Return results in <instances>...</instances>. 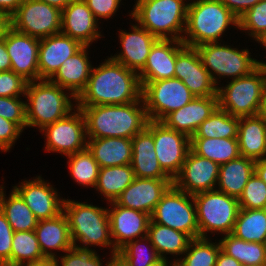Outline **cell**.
I'll return each mask as SVG.
<instances>
[{
  "label": "cell",
  "mask_w": 266,
  "mask_h": 266,
  "mask_svg": "<svg viewBox=\"0 0 266 266\" xmlns=\"http://www.w3.org/2000/svg\"><path fill=\"white\" fill-rule=\"evenodd\" d=\"M77 106L120 105L142 101L139 75L108 58L92 68L85 89L75 99Z\"/></svg>",
  "instance_id": "cell-1"
},
{
  "label": "cell",
  "mask_w": 266,
  "mask_h": 266,
  "mask_svg": "<svg viewBox=\"0 0 266 266\" xmlns=\"http://www.w3.org/2000/svg\"><path fill=\"white\" fill-rule=\"evenodd\" d=\"M142 106L138 107L139 103ZM85 118L88 138L132 139L149 121L144 101L120 105L77 106Z\"/></svg>",
  "instance_id": "cell-2"
},
{
  "label": "cell",
  "mask_w": 266,
  "mask_h": 266,
  "mask_svg": "<svg viewBox=\"0 0 266 266\" xmlns=\"http://www.w3.org/2000/svg\"><path fill=\"white\" fill-rule=\"evenodd\" d=\"M233 24L238 27V18L218 0H197L188 4L186 46L197 47L204 43L218 42L226 28Z\"/></svg>",
  "instance_id": "cell-3"
},
{
  "label": "cell",
  "mask_w": 266,
  "mask_h": 266,
  "mask_svg": "<svg viewBox=\"0 0 266 266\" xmlns=\"http://www.w3.org/2000/svg\"><path fill=\"white\" fill-rule=\"evenodd\" d=\"M188 4L183 0H137L131 15L138 24L158 39L182 41ZM168 34V35H167Z\"/></svg>",
  "instance_id": "cell-4"
},
{
  "label": "cell",
  "mask_w": 266,
  "mask_h": 266,
  "mask_svg": "<svg viewBox=\"0 0 266 266\" xmlns=\"http://www.w3.org/2000/svg\"><path fill=\"white\" fill-rule=\"evenodd\" d=\"M63 212L69 222V231L73 247H78L76 241L84 245L112 246V256L118 251L111 240L110 219L108 209L90 204L65 200Z\"/></svg>",
  "instance_id": "cell-5"
},
{
  "label": "cell",
  "mask_w": 266,
  "mask_h": 266,
  "mask_svg": "<svg viewBox=\"0 0 266 266\" xmlns=\"http://www.w3.org/2000/svg\"><path fill=\"white\" fill-rule=\"evenodd\" d=\"M64 89L50 80L28 82L25 96L27 126L43 129L72 112V106Z\"/></svg>",
  "instance_id": "cell-6"
},
{
  "label": "cell",
  "mask_w": 266,
  "mask_h": 266,
  "mask_svg": "<svg viewBox=\"0 0 266 266\" xmlns=\"http://www.w3.org/2000/svg\"><path fill=\"white\" fill-rule=\"evenodd\" d=\"M266 78V64L248 75L233 79L226 87L217 89L218 107L241 118L258 115Z\"/></svg>",
  "instance_id": "cell-7"
},
{
  "label": "cell",
  "mask_w": 266,
  "mask_h": 266,
  "mask_svg": "<svg viewBox=\"0 0 266 266\" xmlns=\"http://www.w3.org/2000/svg\"><path fill=\"white\" fill-rule=\"evenodd\" d=\"M196 207L199 237L206 238V232L231 234L240 205L238 198L218 190L200 192L193 195Z\"/></svg>",
  "instance_id": "cell-8"
},
{
  "label": "cell",
  "mask_w": 266,
  "mask_h": 266,
  "mask_svg": "<svg viewBox=\"0 0 266 266\" xmlns=\"http://www.w3.org/2000/svg\"><path fill=\"white\" fill-rule=\"evenodd\" d=\"M150 217L152 222L184 232L192 239L199 238L193 195L177 189L174 185L162 196Z\"/></svg>",
  "instance_id": "cell-9"
},
{
  "label": "cell",
  "mask_w": 266,
  "mask_h": 266,
  "mask_svg": "<svg viewBox=\"0 0 266 266\" xmlns=\"http://www.w3.org/2000/svg\"><path fill=\"white\" fill-rule=\"evenodd\" d=\"M142 99L149 120L161 122L168 114L188 104L195 96L178 78L141 83Z\"/></svg>",
  "instance_id": "cell-10"
},
{
  "label": "cell",
  "mask_w": 266,
  "mask_h": 266,
  "mask_svg": "<svg viewBox=\"0 0 266 266\" xmlns=\"http://www.w3.org/2000/svg\"><path fill=\"white\" fill-rule=\"evenodd\" d=\"M62 11L39 0H23L6 22L14 30L42 39L61 32Z\"/></svg>",
  "instance_id": "cell-11"
},
{
  "label": "cell",
  "mask_w": 266,
  "mask_h": 266,
  "mask_svg": "<svg viewBox=\"0 0 266 266\" xmlns=\"http://www.w3.org/2000/svg\"><path fill=\"white\" fill-rule=\"evenodd\" d=\"M196 49L203 66L210 73L215 84L218 83L214 74H217L219 78L220 76H234L232 79H237L248 75L260 65L259 61L249 56L247 49L239 51L236 48L222 46L218 42L204 43Z\"/></svg>",
  "instance_id": "cell-12"
},
{
  "label": "cell",
  "mask_w": 266,
  "mask_h": 266,
  "mask_svg": "<svg viewBox=\"0 0 266 266\" xmlns=\"http://www.w3.org/2000/svg\"><path fill=\"white\" fill-rule=\"evenodd\" d=\"M152 135L157 160L161 168L174 179L181 171L190 150V137L152 121Z\"/></svg>",
  "instance_id": "cell-13"
},
{
  "label": "cell",
  "mask_w": 266,
  "mask_h": 266,
  "mask_svg": "<svg viewBox=\"0 0 266 266\" xmlns=\"http://www.w3.org/2000/svg\"><path fill=\"white\" fill-rule=\"evenodd\" d=\"M73 114L45 126L41 131L46 134V150L67 156L87 148L85 118L80 108Z\"/></svg>",
  "instance_id": "cell-14"
},
{
  "label": "cell",
  "mask_w": 266,
  "mask_h": 266,
  "mask_svg": "<svg viewBox=\"0 0 266 266\" xmlns=\"http://www.w3.org/2000/svg\"><path fill=\"white\" fill-rule=\"evenodd\" d=\"M174 77L180 79L195 97L217 96L218 86L203 66L196 47L184 45L177 52Z\"/></svg>",
  "instance_id": "cell-15"
},
{
  "label": "cell",
  "mask_w": 266,
  "mask_h": 266,
  "mask_svg": "<svg viewBox=\"0 0 266 266\" xmlns=\"http://www.w3.org/2000/svg\"><path fill=\"white\" fill-rule=\"evenodd\" d=\"M39 43L40 39L20 33L5 23V44L11 70L28 82L39 80Z\"/></svg>",
  "instance_id": "cell-16"
},
{
  "label": "cell",
  "mask_w": 266,
  "mask_h": 266,
  "mask_svg": "<svg viewBox=\"0 0 266 266\" xmlns=\"http://www.w3.org/2000/svg\"><path fill=\"white\" fill-rule=\"evenodd\" d=\"M220 165L189 150L180 173L173 179V185L190 195L215 190Z\"/></svg>",
  "instance_id": "cell-17"
},
{
  "label": "cell",
  "mask_w": 266,
  "mask_h": 266,
  "mask_svg": "<svg viewBox=\"0 0 266 266\" xmlns=\"http://www.w3.org/2000/svg\"><path fill=\"white\" fill-rule=\"evenodd\" d=\"M173 185V180L137 178L115 201L118 205L145 212L151 216L162 196Z\"/></svg>",
  "instance_id": "cell-18"
},
{
  "label": "cell",
  "mask_w": 266,
  "mask_h": 266,
  "mask_svg": "<svg viewBox=\"0 0 266 266\" xmlns=\"http://www.w3.org/2000/svg\"><path fill=\"white\" fill-rule=\"evenodd\" d=\"M32 211L38 221L51 219L63 212L64 200L59 199L56 190L39 176L35 180L24 181L13 188Z\"/></svg>",
  "instance_id": "cell-19"
},
{
  "label": "cell",
  "mask_w": 266,
  "mask_h": 266,
  "mask_svg": "<svg viewBox=\"0 0 266 266\" xmlns=\"http://www.w3.org/2000/svg\"><path fill=\"white\" fill-rule=\"evenodd\" d=\"M82 47L83 45L80 42L61 32L40 39L38 54L39 81L50 80L62 63Z\"/></svg>",
  "instance_id": "cell-20"
},
{
  "label": "cell",
  "mask_w": 266,
  "mask_h": 266,
  "mask_svg": "<svg viewBox=\"0 0 266 266\" xmlns=\"http://www.w3.org/2000/svg\"><path fill=\"white\" fill-rule=\"evenodd\" d=\"M113 209H109L111 238H114V248L118 251L135 237L147 236L148 225L151 220L149 214L110 202ZM144 233V234H142ZM144 235V236H143Z\"/></svg>",
  "instance_id": "cell-21"
},
{
  "label": "cell",
  "mask_w": 266,
  "mask_h": 266,
  "mask_svg": "<svg viewBox=\"0 0 266 266\" xmlns=\"http://www.w3.org/2000/svg\"><path fill=\"white\" fill-rule=\"evenodd\" d=\"M132 159L130 165L137 178L173 180L157 160L152 135V120L132 139Z\"/></svg>",
  "instance_id": "cell-22"
},
{
  "label": "cell",
  "mask_w": 266,
  "mask_h": 266,
  "mask_svg": "<svg viewBox=\"0 0 266 266\" xmlns=\"http://www.w3.org/2000/svg\"><path fill=\"white\" fill-rule=\"evenodd\" d=\"M218 107V96L194 97L188 104L168 114L161 122L190 138Z\"/></svg>",
  "instance_id": "cell-23"
},
{
  "label": "cell",
  "mask_w": 266,
  "mask_h": 266,
  "mask_svg": "<svg viewBox=\"0 0 266 266\" xmlns=\"http://www.w3.org/2000/svg\"><path fill=\"white\" fill-rule=\"evenodd\" d=\"M97 22L92 11L83 0H73L63 10L61 16V33L89 46L99 38Z\"/></svg>",
  "instance_id": "cell-24"
},
{
  "label": "cell",
  "mask_w": 266,
  "mask_h": 266,
  "mask_svg": "<svg viewBox=\"0 0 266 266\" xmlns=\"http://www.w3.org/2000/svg\"><path fill=\"white\" fill-rule=\"evenodd\" d=\"M184 45L179 40L158 39L151 48L144 68L138 73L140 83L174 78L176 55Z\"/></svg>",
  "instance_id": "cell-25"
},
{
  "label": "cell",
  "mask_w": 266,
  "mask_h": 266,
  "mask_svg": "<svg viewBox=\"0 0 266 266\" xmlns=\"http://www.w3.org/2000/svg\"><path fill=\"white\" fill-rule=\"evenodd\" d=\"M132 27V33L120 32L122 53L110 58L137 73L144 68L151 48L158 38L142 26L132 25Z\"/></svg>",
  "instance_id": "cell-26"
},
{
  "label": "cell",
  "mask_w": 266,
  "mask_h": 266,
  "mask_svg": "<svg viewBox=\"0 0 266 266\" xmlns=\"http://www.w3.org/2000/svg\"><path fill=\"white\" fill-rule=\"evenodd\" d=\"M87 48L88 46H83L72 57L67 58L50 79L63 89L72 91L70 97L73 99H76L85 89L93 68L88 61Z\"/></svg>",
  "instance_id": "cell-27"
},
{
  "label": "cell",
  "mask_w": 266,
  "mask_h": 266,
  "mask_svg": "<svg viewBox=\"0 0 266 266\" xmlns=\"http://www.w3.org/2000/svg\"><path fill=\"white\" fill-rule=\"evenodd\" d=\"M34 231L45 258H56L49 250L66 252L73 247L69 222L64 212L54 218L38 221Z\"/></svg>",
  "instance_id": "cell-28"
},
{
  "label": "cell",
  "mask_w": 266,
  "mask_h": 266,
  "mask_svg": "<svg viewBox=\"0 0 266 266\" xmlns=\"http://www.w3.org/2000/svg\"><path fill=\"white\" fill-rule=\"evenodd\" d=\"M240 155L254 161L266 156V120L259 116L239 118L237 135Z\"/></svg>",
  "instance_id": "cell-29"
},
{
  "label": "cell",
  "mask_w": 266,
  "mask_h": 266,
  "mask_svg": "<svg viewBox=\"0 0 266 266\" xmlns=\"http://www.w3.org/2000/svg\"><path fill=\"white\" fill-rule=\"evenodd\" d=\"M87 148L100 168L131 163L132 141L128 138H89Z\"/></svg>",
  "instance_id": "cell-30"
},
{
  "label": "cell",
  "mask_w": 266,
  "mask_h": 266,
  "mask_svg": "<svg viewBox=\"0 0 266 266\" xmlns=\"http://www.w3.org/2000/svg\"><path fill=\"white\" fill-rule=\"evenodd\" d=\"M255 173V161L240 156L237 159L221 164L218 186L221 192L238 198L242 195L246 183Z\"/></svg>",
  "instance_id": "cell-31"
},
{
  "label": "cell",
  "mask_w": 266,
  "mask_h": 266,
  "mask_svg": "<svg viewBox=\"0 0 266 266\" xmlns=\"http://www.w3.org/2000/svg\"><path fill=\"white\" fill-rule=\"evenodd\" d=\"M152 243L160 258H165L164 253L185 254L192 238L184 232L160 225L150 220L147 236L140 238Z\"/></svg>",
  "instance_id": "cell-32"
},
{
  "label": "cell",
  "mask_w": 266,
  "mask_h": 266,
  "mask_svg": "<svg viewBox=\"0 0 266 266\" xmlns=\"http://www.w3.org/2000/svg\"><path fill=\"white\" fill-rule=\"evenodd\" d=\"M190 149L219 165L241 156L237 138H190Z\"/></svg>",
  "instance_id": "cell-33"
},
{
  "label": "cell",
  "mask_w": 266,
  "mask_h": 266,
  "mask_svg": "<svg viewBox=\"0 0 266 266\" xmlns=\"http://www.w3.org/2000/svg\"><path fill=\"white\" fill-rule=\"evenodd\" d=\"M3 188L0 187V210L6 216L13 231H34L38 222L35 215L14 189L9 199H5Z\"/></svg>",
  "instance_id": "cell-34"
},
{
  "label": "cell",
  "mask_w": 266,
  "mask_h": 266,
  "mask_svg": "<svg viewBox=\"0 0 266 266\" xmlns=\"http://www.w3.org/2000/svg\"><path fill=\"white\" fill-rule=\"evenodd\" d=\"M231 234L247 242L266 244V209L240 208Z\"/></svg>",
  "instance_id": "cell-35"
},
{
  "label": "cell",
  "mask_w": 266,
  "mask_h": 266,
  "mask_svg": "<svg viewBox=\"0 0 266 266\" xmlns=\"http://www.w3.org/2000/svg\"><path fill=\"white\" fill-rule=\"evenodd\" d=\"M134 178V171L130 164L100 168L95 189H98L109 202H113L133 182Z\"/></svg>",
  "instance_id": "cell-36"
},
{
  "label": "cell",
  "mask_w": 266,
  "mask_h": 266,
  "mask_svg": "<svg viewBox=\"0 0 266 266\" xmlns=\"http://www.w3.org/2000/svg\"><path fill=\"white\" fill-rule=\"evenodd\" d=\"M219 242L221 250L242 265H266V244L247 242L232 234H226Z\"/></svg>",
  "instance_id": "cell-37"
},
{
  "label": "cell",
  "mask_w": 266,
  "mask_h": 266,
  "mask_svg": "<svg viewBox=\"0 0 266 266\" xmlns=\"http://www.w3.org/2000/svg\"><path fill=\"white\" fill-rule=\"evenodd\" d=\"M239 118L217 107L191 138H237Z\"/></svg>",
  "instance_id": "cell-38"
},
{
  "label": "cell",
  "mask_w": 266,
  "mask_h": 266,
  "mask_svg": "<svg viewBox=\"0 0 266 266\" xmlns=\"http://www.w3.org/2000/svg\"><path fill=\"white\" fill-rule=\"evenodd\" d=\"M42 254L35 231L14 232L11 249V266H23L26 263L39 261Z\"/></svg>",
  "instance_id": "cell-39"
},
{
  "label": "cell",
  "mask_w": 266,
  "mask_h": 266,
  "mask_svg": "<svg viewBox=\"0 0 266 266\" xmlns=\"http://www.w3.org/2000/svg\"><path fill=\"white\" fill-rule=\"evenodd\" d=\"M221 250L218 244L210 243L208 238H194L188 245L181 260H175L176 266H215L217 256Z\"/></svg>",
  "instance_id": "cell-40"
},
{
  "label": "cell",
  "mask_w": 266,
  "mask_h": 266,
  "mask_svg": "<svg viewBox=\"0 0 266 266\" xmlns=\"http://www.w3.org/2000/svg\"><path fill=\"white\" fill-rule=\"evenodd\" d=\"M67 157L70 159L68 164L75 181L81 185L95 187L100 167L88 148Z\"/></svg>",
  "instance_id": "cell-41"
},
{
  "label": "cell",
  "mask_w": 266,
  "mask_h": 266,
  "mask_svg": "<svg viewBox=\"0 0 266 266\" xmlns=\"http://www.w3.org/2000/svg\"><path fill=\"white\" fill-rule=\"evenodd\" d=\"M150 245L152 252H146L149 250L143 245L141 246L139 240H132L119 249L116 256L121 259L126 266H149L160 259L152 243Z\"/></svg>",
  "instance_id": "cell-42"
},
{
  "label": "cell",
  "mask_w": 266,
  "mask_h": 266,
  "mask_svg": "<svg viewBox=\"0 0 266 266\" xmlns=\"http://www.w3.org/2000/svg\"><path fill=\"white\" fill-rule=\"evenodd\" d=\"M238 21V28L251 31L248 34L259 41L266 34V0L256 3Z\"/></svg>",
  "instance_id": "cell-43"
},
{
  "label": "cell",
  "mask_w": 266,
  "mask_h": 266,
  "mask_svg": "<svg viewBox=\"0 0 266 266\" xmlns=\"http://www.w3.org/2000/svg\"><path fill=\"white\" fill-rule=\"evenodd\" d=\"M238 201L242 209H266V183L254 173Z\"/></svg>",
  "instance_id": "cell-44"
},
{
  "label": "cell",
  "mask_w": 266,
  "mask_h": 266,
  "mask_svg": "<svg viewBox=\"0 0 266 266\" xmlns=\"http://www.w3.org/2000/svg\"><path fill=\"white\" fill-rule=\"evenodd\" d=\"M68 252V253H67ZM61 266H102L99 256L89 247H72L61 257ZM109 266V262L106 263Z\"/></svg>",
  "instance_id": "cell-45"
},
{
  "label": "cell",
  "mask_w": 266,
  "mask_h": 266,
  "mask_svg": "<svg viewBox=\"0 0 266 266\" xmlns=\"http://www.w3.org/2000/svg\"><path fill=\"white\" fill-rule=\"evenodd\" d=\"M0 116L24 129L27 126L26 102L19 97H0Z\"/></svg>",
  "instance_id": "cell-46"
},
{
  "label": "cell",
  "mask_w": 266,
  "mask_h": 266,
  "mask_svg": "<svg viewBox=\"0 0 266 266\" xmlns=\"http://www.w3.org/2000/svg\"><path fill=\"white\" fill-rule=\"evenodd\" d=\"M28 81L14 71H0V97L25 96Z\"/></svg>",
  "instance_id": "cell-47"
},
{
  "label": "cell",
  "mask_w": 266,
  "mask_h": 266,
  "mask_svg": "<svg viewBox=\"0 0 266 266\" xmlns=\"http://www.w3.org/2000/svg\"><path fill=\"white\" fill-rule=\"evenodd\" d=\"M14 231L0 210V261L11 266V249Z\"/></svg>",
  "instance_id": "cell-48"
},
{
  "label": "cell",
  "mask_w": 266,
  "mask_h": 266,
  "mask_svg": "<svg viewBox=\"0 0 266 266\" xmlns=\"http://www.w3.org/2000/svg\"><path fill=\"white\" fill-rule=\"evenodd\" d=\"M22 130L18 124L0 116V150L7 152Z\"/></svg>",
  "instance_id": "cell-49"
},
{
  "label": "cell",
  "mask_w": 266,
  "mask_h": 266,
  "mask_svg": "<svg viewBox=\"0 0 266 266\" xmlns=\"http://www.w3.org/2000/svg\"><path fill=\"white\" fill-rule=\"evenodd\" d=\"M92 11L97 20L99 18H110L118 9L121 0H83Z\"/></svg>",
  "instance_id": "cell-50"
},
{
  "label": "cell",
  "mask_w": 266,
  "mask_h": 266,
  "mask_svg": "<svg viewBox=\"0 0 266 266\" xmlns=\"http://www.w3.org/2000/svg\"><path fill=\"white\" fill-rule=\"evenodd\" d=\"M238 19L260 0H218Z\"/></svg>",
  "instance_id": "cell-51"
},
{
  "label": "cell",
  "mask_w": 266,
  "mask_h": 266,
  "mask_svg": "<svg viewBox=\"0 0 266 266\" xmlns=\"http://www.w3.org/2000/svg\"><path fill=\"white\" fill-rule=\"evenodd\" d=\"M11 60L5 44V24L0 31V71H10Z\"/></svg>",
  "instance_id": "cell-52"
},
{
  "label": "cell",
  "mask_w": 266,
  "mask_h": 266,
  "mask_svg": "<svg viewBox=\"0 0 266 266\" xmlns=\"http://www.w3.org/2000/svg\"><path fill=\"white\" fill-rule=\"evenodd\" d=\"M22 2L23 0H0V17L7 22Z\"/></svg>",
  "instance_id": "cell-53"
},
{
  "label": "cell",
  "mask_w": 266,
  "mask_h": 266,
  "mask_svg": "<svg viewBox=\"0 0 266 266\" xmlns=\"http://www.w3.org/2000/svg\"><path fill=\"white\" fill-rule=\"evenodd\" d=\"M215 266H242V264L220 250Z\"/></svg>",
  "instance_id": "cell-54"
},
{
  "label": "cell",
  "mask_w": 266,
  "mask_h": 266,
  "mask_svg": "<svg viewBox=\"0 0 266 266\" xmlns=\"http://www.w3.org/2000/svg\"><path fill=\"white\" fill-rule=\"evenodd\" d=\"M255 174L266 183V157L255 161Z\"/></svg>",
  "instance_id": "cell-55"
},
{
  "label": "cell",
  "mask_w": 266,
  "mask_h": 266,
  "mask_svg": "<svg viewBox=\"0 0 266 266\" xmlns=\"http://www.w3.org/2000/svg\"><path fill=\"white\" fill-rule=\"evenodd\" d=\"M58 258H44L32 263H25L23 266H59Z\"/></svg>",
  "instance_id": "cell-56"
},
{
  "label": "cell",
  "mask_w": 266,
  "mask_h": 266,
  "mask_svg": "<svg viewBox=\"0 0 266 266\" xmlns=\"http://www.w3.org/2000/svg\"><path fill=\"white\" fill-rule=\"evenodd\" d=\"M44 3L50 4L56 8H59L61 11L73 0H39Z\"/></svg>",
  "instance_id": "cell-57"
},
{
  "label": "cell",
  "mask_w": 266,
  "mask_h": 266,
  "mask_svg": "<svg viewBox=\"0 0 266 266\" xmlns=\"http://www.w3.org/2000/svg\"><path fill=\"white\" fill-rule=\"evenodd\" d=\"M258 115L263 117L266 120V78H265L264 90H263V95L261 98V104H260Z\"/></svg>",
  "instance_id": "cell-58"
},
{
  "label": "cell",
  "mask_w": 266,
  "mask_h": 266,
  "mask_svg": "<svg viewBox=\"0 0 266 266\" xmlns=\"http://www.w3.org/2000/svg\"><path fill=\"white\" fill-rule=\"evenodd\" d=\"M172 266H176V263L174 262L173 264H170ZM149 266H168V261L165 258H160L156 262L150 264Z\"/></svg>",
  "instance_id": "cell-59"
},
{
  "label": "cell",
  "mask_w": 266,
  "mask_h": 266,
  "mask_svg": "<svg viewBox=\"0 0 266 266\" xmlns=\"http://www.w3.org/2000/svg\"><path fill=\"white\" fill-rule=\"evenodd\" d=\"M109 266H126V265L117 256H112L109 262Z\"/></svg>",
  "instance_id": "cell-60"
},
{
  "label": "cell",
  "mask_w": 266,
  "mask_h": 266,
  "mask_svg": "<svg viewBox=\"0 0 266 266\" xmlns=\"http://www.w3.org/2000/svg\"><path fill=\"white\" fill-rule=\"evenodd\" d=\"M266 48V34L261 37V39L258 41Z\"/></svg>",
  "instance_id": "cell-61"
},
{
  "label": "cell",
  "mask_w": 266,
  "mask_h": 266,
  "mask_svg": "<svg viewBox=\"0 0 266 266\" xmlns=\"http://www.w3.org/2000/svg\"><path fill=\"white\" fill-rule=\"evenodd\" d=\"M5 23H6L5 20L2 19V18L0 17V31H1L2 26H3Z\"/></svg>",
  "instance_id": "cell-62"
},
{
  "label": "cell",
  "mask_w": 266,
  "mask_h": 266,
  "mask_svg": "<svg viewBox=\"0 0 266 266\" xmlns=\"http://www.w3.org/2000/svg\"><path fill=\"white\" fill-rule=\"evenodd\" d=\"M0 266H7V265L0 261Z\"/></svg>",
  "instance_id": "cell-63"
},
{
  "label": "cell",
  "mask_w": 266,
  "mask_h": 266,
  "mask_svg": "<svg viewBox=\"0 0 266 266\" xmlns=\"http://www.w3.org/2000/svg\"><path fill=\"white\" fill-rule=\"evenodd\" d=\"M242 266H254V265H242ZM262 266H266V265H262Z\"/></svg>",
  "instance_id": "cell-64"
}]
</instances>
